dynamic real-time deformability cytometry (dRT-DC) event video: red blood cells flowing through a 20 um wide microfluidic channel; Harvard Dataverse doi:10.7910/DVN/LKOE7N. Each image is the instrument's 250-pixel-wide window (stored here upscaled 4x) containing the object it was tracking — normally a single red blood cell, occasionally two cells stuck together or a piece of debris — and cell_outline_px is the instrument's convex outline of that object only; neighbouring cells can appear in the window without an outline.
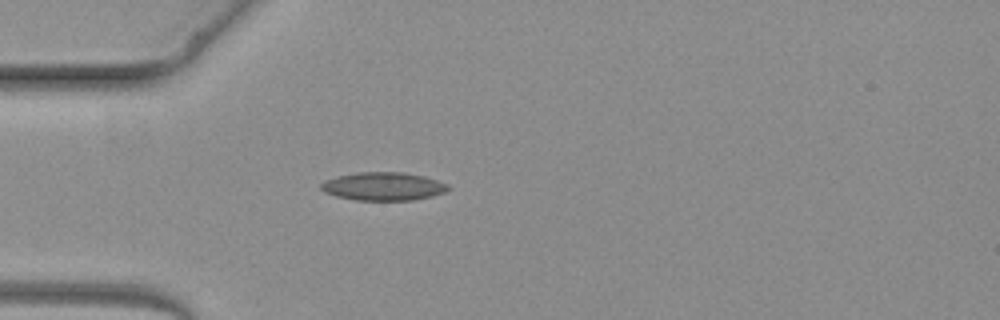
{"species": "common noctule bat (a hibernating species)", "species_latin": "Nyctalus noctula", "temperature_condition": "warm", "stored_images_in_passage": 3, "camera_frame_rate_fps": 3000, "um_per_image_px": 0.085, "animal": {"sex": "female", "body_mass_g": 19.3, "forearm_length_mm": 54.1}, "frame": {"image": 1, "passage_image": 3, "time_ms": 2.333, "image_size_px": [1000, 320], "cell_outline_px": [[452, 188], [444, 192], [432, 196], [412, 200], [356, 200], [336, 196], [324, 192], [320, 188], [320, 184], [324, 180], [336, 176], [360, 172], [400, 172], [424, 176], [448, 184]], "centroid_in_image_um": [32.57, 15.84], "position_along_channel_um": 52.4, "area_um2": 20.92}}